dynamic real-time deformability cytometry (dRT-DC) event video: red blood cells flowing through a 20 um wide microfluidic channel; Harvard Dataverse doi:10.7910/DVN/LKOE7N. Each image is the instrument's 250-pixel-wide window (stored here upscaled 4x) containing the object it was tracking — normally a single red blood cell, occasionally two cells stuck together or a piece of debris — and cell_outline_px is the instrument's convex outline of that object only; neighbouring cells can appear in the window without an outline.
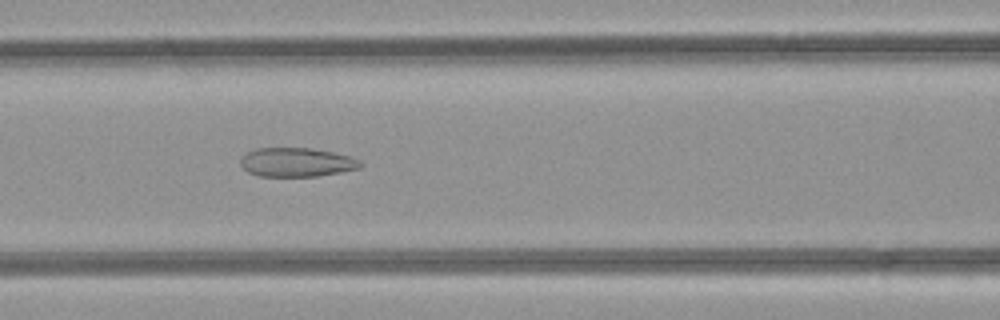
{"species": "common noctule bat (a hibernating species)", "species_latin": "Nyctalus noctula", "temperature_condition": "room temperature", "stored_images_in_passage": 39, "camera_frame_rate_fps": 3000, "um_per_image_px": 0.085, "animal": {"sex": "female", "body_mass_g": 21.9}, "frame": {"image": 1, "passage_image": 20, "time_ms": 6.333, "image_size_px": [1000, 320], "cell_outline_px": [[364, 164], [360, 168], [340, 172], [316, 176], [260, 176], [248, 172], [240, 164], [240, 156], [256, 148], [312, 148], [352, 156], [360, 160]], "centroid_in_image_um": [25.23, 13.78], "position_along_channel_um": 141.4, "area_um2": 20.35}}
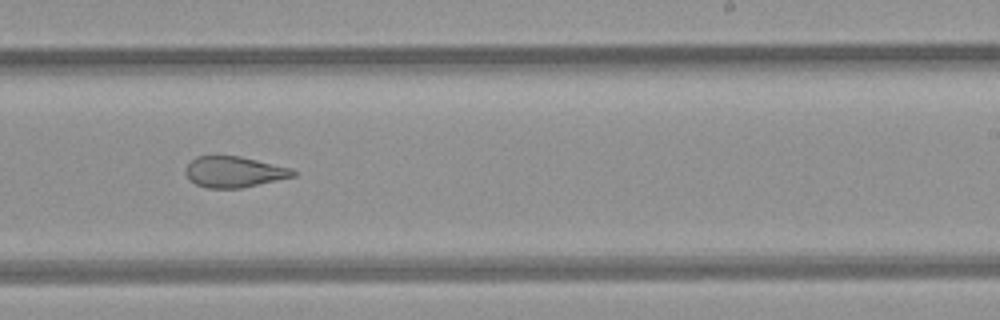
{"frame": {"image": 2, "passage_image": 29, "time_ms": 9.333, "image_size_px": [1000, 320], "cell_outline_px": [[296, 176], [240, 188], [208, 188], [196, 184], [184, 172], [184, 168], [196, 156], [240, 156], [292, 168], [296, 172]], "centroid_in_image_um": [19.9, 14.6], "position_along_channel_um": 269.1, "area_um2": 19.25}}
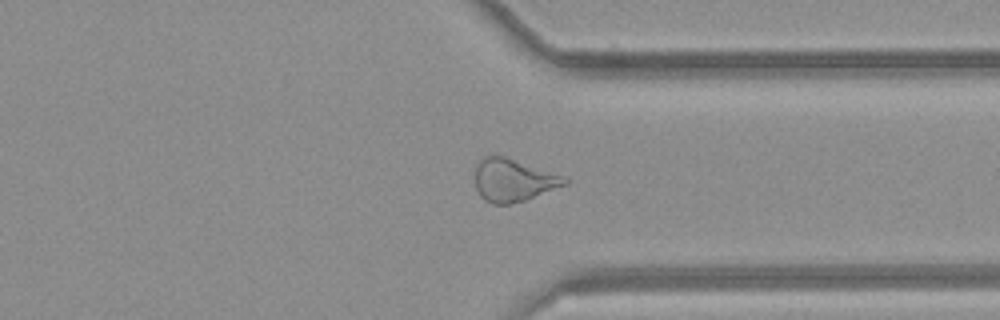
{"frame": {"image": 3, "passage_image": 36, "time_ms": 11.667, "image_size_px": [1000, 320], "cell_outline_px": [[568, 184], [524, 200], [508, 204], [492, 204], [484, 200], [480, 196], [476, 188], [476, 164], [484, 156], [504, 156], [560, 176], [568, 180]], "centroid_in_image_um": [43.57, 15.33], "position_along_channel_um": 367.8, "area_um2": 21.68}}